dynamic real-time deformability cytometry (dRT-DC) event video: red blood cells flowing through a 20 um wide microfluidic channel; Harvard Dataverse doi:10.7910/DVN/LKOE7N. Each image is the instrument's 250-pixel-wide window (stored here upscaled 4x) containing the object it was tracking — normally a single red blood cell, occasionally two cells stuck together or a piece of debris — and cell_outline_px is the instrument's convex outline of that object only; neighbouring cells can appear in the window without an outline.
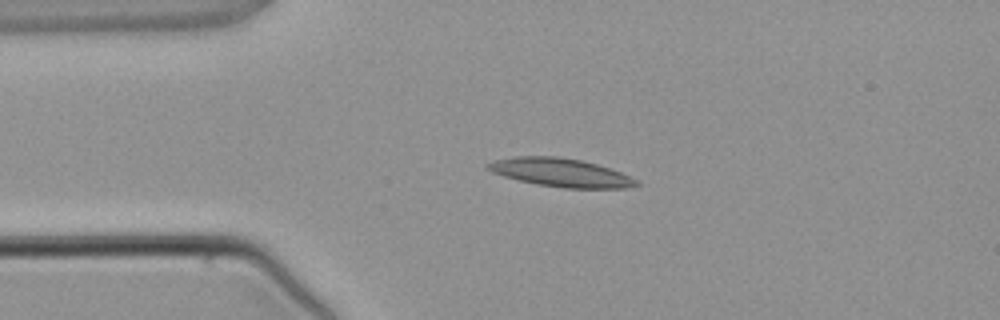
{"species": "common noctule bat (a hibernating species)", "species_latin": "Nyctalus noctula", "temperature_condition": "warm", "stored_images_in_passage": 3, "camera_frame_rate_fps": 3000, "um_per_image_px": 0.085, "animal": {"sex": "male", "body_mass_g": 21.5, "forearm_length_mm": 52.0}, "frame": {"image": 1, "passage_image": 2, "time_ms": 4.0, "image_size_px": [1000, 320], "cell_outline_px": [[640, 184], [628, 188], [564, 188], [536, 184], [504, 176], [492, 172], [484, 168], [484, 164], [496, 160], [512, 156], [556, 156], [580, 160], [596, 164], [620, 172], [640, 180]], "centroid_in_image_um": [47.65, 14.67], "position_along_channel_um": 37.4, "area_um2": 24.62}}
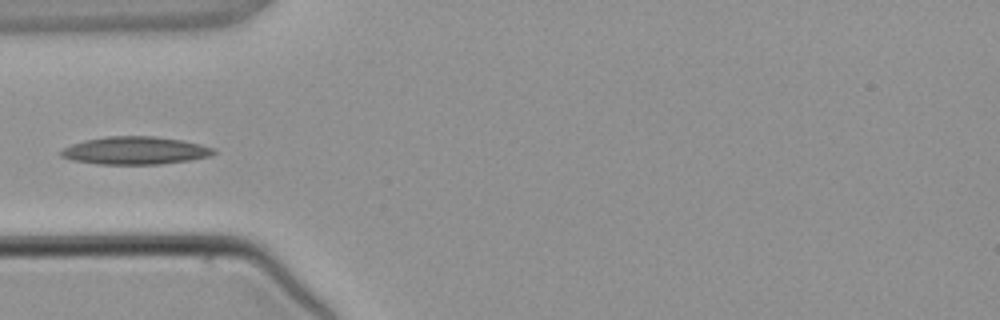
{"frame": {"image": 2, "passage_image": 3, "time_ms": 5.333, "image_size_px": [1000, 320], "cell_outline_px": [[216, 152], [212, 156], [188, 160], [160, 164], [96, 164], [72, 160], [60, 156], [60, 152], [64, 148], [72, 144], [84, 140], [104, 136], [156, 136], [184, 140], [216, 148]], "centroid_in_image_um": [11.51, 12.79], "position_along_channel_um": 73.5, "area_um2": 24.91}}